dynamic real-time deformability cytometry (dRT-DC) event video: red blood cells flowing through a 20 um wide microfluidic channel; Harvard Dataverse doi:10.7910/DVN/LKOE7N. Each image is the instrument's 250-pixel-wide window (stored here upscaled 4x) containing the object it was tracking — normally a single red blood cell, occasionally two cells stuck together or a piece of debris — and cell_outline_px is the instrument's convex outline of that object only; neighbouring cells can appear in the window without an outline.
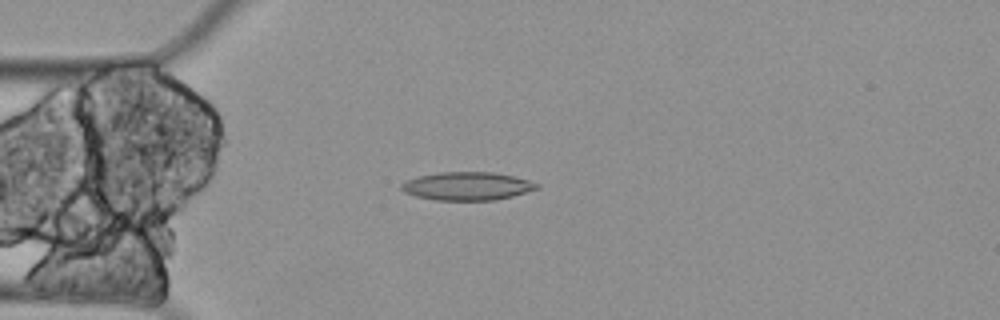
{"species": "Egyptian fruit bat (a non-hibernating species)", "species_latin": "Rousettus aegyptiacus", "temperature_condition": "cold", "stored_images_in_passage": 4, "camera_frame_rate_fps": 3000, "um_per_image_px": 0.085, "animal": {"sex": "female"}, "frame": {"image": 1, "passage_image": 4, "time_ms": 1.0, "image_size_px": [1000, 320], "cell_outline_px": [[540, 188], [512, 196], [496, 200], [436, 200], [416, 196], [404, 192], [400, 188], [400, 184], [408, 180], [420, 176], [440, 172], [492, 172], [512, 176], [528, 180], [540, 184]], "centroid_in_image_um": [39.72, 15.82], "position_along_channel_um": 45.3, "area_um2": 22.14}}